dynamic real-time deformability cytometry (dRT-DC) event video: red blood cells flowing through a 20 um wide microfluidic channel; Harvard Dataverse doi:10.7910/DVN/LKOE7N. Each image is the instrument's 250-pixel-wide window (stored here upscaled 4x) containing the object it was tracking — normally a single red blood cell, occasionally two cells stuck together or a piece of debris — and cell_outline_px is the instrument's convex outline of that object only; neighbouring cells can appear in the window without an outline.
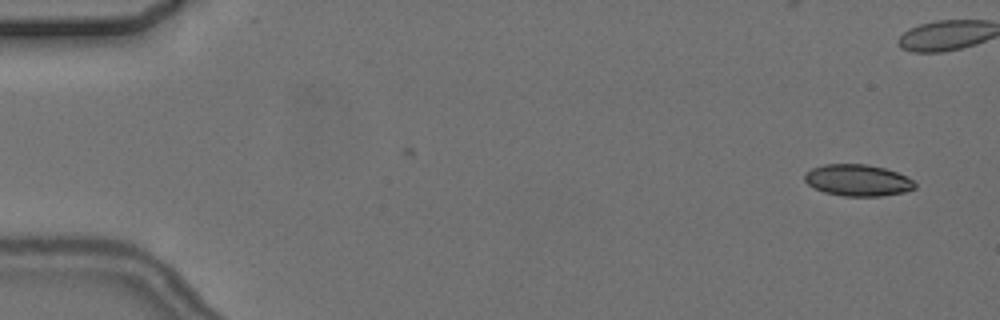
{"species": "common noctule bat (a hibernating species)", "species_latin": "Nyctalus noctula", "temperature_condition": "cold", "stored_images_in_passage": 7, "camera_frame_rate_fps": 3000, "um_per_image_px": 0.085, "animal": {"sex": "female", "body_mass_g": 24.6, "forearm_length_mm": 56.2}, "frame": {"image": 1, "passage_image": 1, "time_ms": 0.0, "image_size_px": [1000, 320], "cell_outline_px": [[916, 188], [904, 192], [880, 196], [844, 196], [824, 192], [808, 184], [804, 180], [804, 176], [812, 168], [824, 164], [868, 164], [884, 168], [896, 172], [912, 180], [916, 184]], "centroid_in_image_um": [72.91, 15.32], "position_along_channel_um": 12.1, "area_um2": 20.11}}
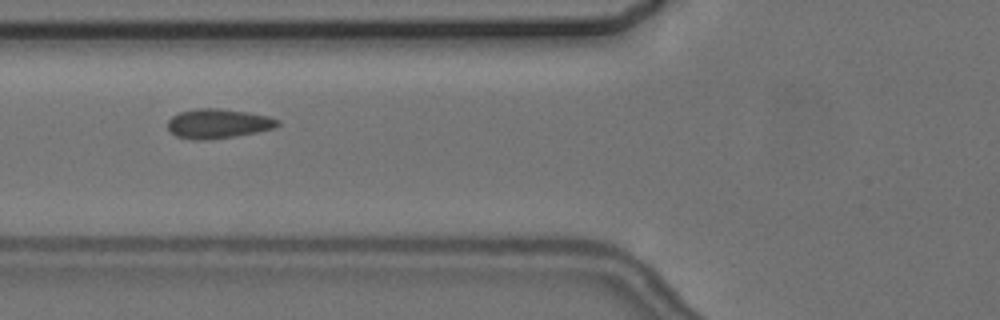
{"frame": {"image": 2, "passage_image": 7, "time_ms": 7.667, "image_size_px": [1000, 320], "cell_outline_px": [[280, 124], [276, 128], [236, 136], [204, 140], [196, 140], [176, 136], [168, 128], [168, 120], [172, 116], [180, 112], [196, 108], [220, 108], [248, 112], [268, 116], [280, 120]], "centroid_in_image_um": [18.56, 10.5], "position_along_channel_um": 107.2, "area_um2": 18.96}}